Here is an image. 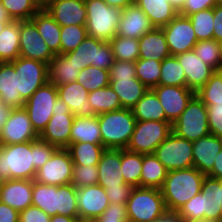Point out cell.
Returning <instances> with one entry per match:
<instances>
[{
  "mask_svg": "<svg viewBox=\"0 0 222 222\" xmlns=\"http://www.w3.org/2000/svg\"><path fill=\"white\" fill-rule=\"evenodd\" d=\"M221 179L205 176L201 192L186 202L176 213L185 222L222 221Z\"/></svg>",
  "mask_w": 222,
  "mask_h": 222,
  "instance_id": "obj_1",
  "label": "cell"
},
{
  "mask_svg": "<svg viewBox=\"0 0 222 222\" xmlns=\"http://www.w3.org/2000/svg\"><path fill=\"white\" fill-rule=\"evenodd\" d=\"M205 176L195 167L168 171L160 189L167 212H177L192 197L200 193Z\"/></svg>",
  "mask_w": 222,
  "mask_h": 222,
  "instance_id": "obj_2",
  "label": "cell"
},
{
  "mask_svg": "<svg viewBox=\"0 0 222 222\" xmlns=\"http://www.w3.org/2000/svg\"><path fill=\"white\" fill-rule=\"evenodd\" d=\"M34 141L0 145V182L10 179L34 180Z\"/></svg>",
  "mask_w": 222,
  "mask_h": 222,
  "instance_id": "obj_3",
  "label": "cell"
},
{
  "mask_svg": "<svg viewBox=\"0 0 222 222\" xmlns=\"http://www.w3.org/2000/svg\"><path fill=\"white\" fill-rule=\"evenodd\" d=\"M97 118L102 145L106 149H126L136 123L132 109L121 108L97 115Z\"/></svg>",
  "mask_w": 222,
  "mask_h": 222,
  "instance_id": "obj_4",
  "label": "cell"
},
{
  "mask_svg": "<svg viewBox=\"0 0 222 222\" xmlns=\"http://www.w3.org/2000/svg\"><path fill=\"white\" fill-rule=\"evenodd\" d=\"M126 209L129 222H153L167 212L161 190L148 187H134Z\"/></svg>",
  "mask_w": 222,
  "mask_h": 222,
  "instance_id": "obj_5",
  "label": "cell"
},
{
  "mask_svg": "<svg viewBox=\"0 0 222 222\" xmlns=\"http://www.w3.org/2000/svg\"><path fill=\"white\" fill-rule=\"evenodd\" d=\"M87 35L104 41L112 40L118 30L122 9L111 7L103 0H85Z\"/></svg>",
  "mask_w": 222,
  "mask_h": 222,
  "instance_id": "obj_6",
  "label": "cell"
},
{
  "mask_svg": "<svg viewBox=\"0 0 222 222\" xmlns=\"http://www.w3.org/2000/svg\"><path fill=\"white\" fill-rule=\"evenodd\" d=\"M172 132L192 142L210 134L207 107L196 94L172 123Z\"/></svg>",
  "mask_w": 222,
  "mask_h": 222,
  "instance_id": "obj_7",
  "label": "cell"
},
{
  "mask_svg": "<svg viewBox=\"0 0 222 222\" xmlns=\"http://www.w3.org/2000/svg\"><path fill=\"white\" fill-rule=\"evenodd\" d=\"M67 59L80 67V71L88 66L110 70L115 59L108 41L88 36L75 50L63 54Z\"/></svg>",
  "mask_w": 222,
  "mask_h": 222,
  "instance_id": "obj_8",
  "label": "cell"
},
{
  "mask_svg": "<svg viewBox=\"0 0 222 222\" xmlns=\"http://www.w3.org/2000/svg\"><path fill=\"white\" fill-rule=\"evenodd\" d=\"M171 132L172 123L170 121L136 120L134 132L126 150L141 154H153L158 145Z\"/></svg>",
  "mask_w": 222,
  "mask_h": 222,
  "instance_id": "obj_9",
  "label": "cell"
},
{
  "mask_svg": "<svg viewBox=\"0 0 222 222\" xmlns=\"http://www.w3.org/2000/svg\"><path fill=\"white\" fill-rule=\"evenodd\" d=\"M167 171L193 167L192 141L171 132L153 153Z\"/></svg>",
  "mask_w": 222,
  "mask_h": 222,
  "instance_id": "obj_10",
  "label": "cell"
},
{
  "mask_svg": "<svg viewBox=\"0 0 222 222\" xmlns=\"http://www.w3.org/2000/svg\"><path fill=\"white\" fill-rule=\"evenodd\" d=\"M17 75V90L26 102L48 82V64L19 56L12 61Z\"/></svg>",
  "mask_w": 222,
  "mask_h": 222,
  "instance_id": "obj_11",
  "label": "cell"
},
{
  "mask_svg": "<svg viewBox=\"0 0 222 222\" xmlns=\"http://www.w3.org/2000/svg\"><path fill=\"white\" fill-rule=\"evenodd\" d=\"M58 98L57 87L47 82L25 102L24 109L29 115L34 130L40 134L53 115V106Z\"/></svg>",
  "mask_w": 222,
  "mask_h": 222,
  "instance_id": "obj_12",
  "label": "cell"
},
{
  "mask_svg": "<svg viewBox=\"0 0 222 222\" xmlns=\"http://www.w3.org/2000/svg\"><path fill=\"white\" fill-rule=\"evenodd\" d=\"M74 119L69 107L58 97L53 106V115L39 134V139L57 148H67Z\"/></svg>",
  "mask_w": 222,
  "mask_h": 222,
  "instance_id": "obj_13",
  "label": "cell"
},
{
  "mask_svg": "<svg viewBox=\"0 0 222 222\" xmlns=\"http://www.w3.org/2000/svg\"><path fill=\"white\" fill-rule=\"evenodd\" d=\"M73 161L66 148H57L45 165L37 170L34 181L45 185L70 184Z\"/></svg>",
  "mask_w": 222,
  "mask_h": 222,
  "instance_id": "obj_14",
  "label": "cell"
},
{
  "mask_svg": "<svg viewBox=\"0 0 222 222\" xmlns=\"http://www.w3.org/2000/svg\"><path fill=\"white\" fill-rule=\"evenodd\" d=\"M38 138L39 134L34 130L24 107L12 109L6 123L0 128V145L25 143Z\"/></svg>",
  "mask_w": 222,
  "mask_h": 222,
  "instance_id": "obj_15",
  "label": "cell"
},
{
  "mask_svg": "<svg viewBox=\"0 0 222 222\" xmlns=\"http://www.w3.org/2000/svg\"><path fill=\"white\" fill-rule=\"evenodd\" d=\"M170 55L176 56L193 50L198 42L194 28L187 16L178 14L162 27Z\"/></svg>",
  "mask_w": 222,
  "mask_h": 222,
  "instance_id": "obj_16",
  "label": "cell"
},
{
  "mask_svg": "<svg viewBox=\"0 0 222 222\" xmlns=\"http://www.w3.org/2000/svg\"><path fill=\"white\" fill-rule=\"evenodd\" d=\"M20 54L19 56L48 64L54 54L38 33L31 20L19 21Z\"/></svg>",
  "mask_w": 222,
  "mask_h": 222,
  "instance_id": "obj_17",
  "label": "cell"
},
{
  "mask_svg": "<svg viewBox=\"0 0 222 222\" xmlns=\"http://www.w3.org/2000/svg\"><path fill=\"white\" fill-rule=\"evenodd\" d=\"M159 98L166 118L173 123L186 109L195 92L186 86L157 85L152 89Z\"/></svg>",
  "mask_w": 222,
  "mask_h": 222,
  "instance_id": "obj_18",
  "label": "cell"
},
{
  "mask_svg": "<svg viewBox=\"0 0 222 222\" xmlns=\"http://www.w3.org/2000/svg\"><path fill=\"white\" fill-rule=\"evenodd\" d=\"M79 219L92 220L100 217L109 206L105 189L96 184L77 188Z\"/></svg>",
  "mask_w": 222,
  "mask_h": 222,
  "instance_id": "obj_19",
  "label": "cell"
},
{
  "mask_svg": "<svg viewBox=\"0 0 222 222\" xmlns=\"http://www.w3.org/2000/svg\"><path fill=\"white\" fill-rule=\"evenodd\" d=\"M45 10L61 26H85L87 9L85 0H54Z\"/></svg>",
  "mask_w": 222,
  "mask_h": 222,
  "instance_id": "obj_20",
  "label": "cell"
},
{
  "mask_svg": "<svg viewBox=\"0 0 222 222\" xmlns=\"http://www.w3.org/2000/svg\"><path fill=\"white\" fill-rule=\"evenodd\" d=\"M34 180L10 179L0 182V202L17 211L32 206Z\"/></svg>",
  "mask_w": 222,
  "mask_h": 222,
  "instance_id": "obj_21",
  "label": "cell"
},
{
  "mask_svg": "<svg viewBox=\"0 0 222 222\" xmlns=\"http://www.w3.org/2000/svg\"><path fill=\"white\" fill-rule=\"evenodd\" d=\"M183 67L186 76V87L195 93L203 87L215 73V70L205 64L194 52V50L176 55Z\"/></svg>",
  "mask_w": 222,
  "mask_h": 222,
  "instance_id": "obj_22",
  "label": "cell"
},
{
  "mask_svg": "<svg viewBox=\"0 0 222 222\" xmlns=\"http://www.w3.org/2000/svg\"><path fill=\"white\" fill-rule=\"evenodd\" d=\"M222 149V138L211 133L192 142L193 167L208 175Z\"/></svg>",
  "mask_w": 222,
  "mask_h": 222,
  "instance_id": "obj_23",
  "label": "cell"
},
{
  "mask_svg": "<svg viewBox=\"0 0 222 222\" xmlns=\"http://www.w3.org/2000/svg\"><path fill=\"white\" fill-rule=\"evenodd\" d=\"M154 28L148 16L134 3L122 10L116 35L139 39Z\"/></svg>",
  "mask_w": 222,
  "mask_h": 222,
  "instance_id": "obj_24",
  "label": "cell"
},
{
  "mask_svg": "<svg viewBox=\"0 0 222 222\" xmlns=\"http://www.w3.org/2000/svg\"><path fill=\"white\" fill-rule=\"evenodd\" d=\"M58 97L69 107L77 117H92L93 112L88 101V91L77 81L57 86Z\"/></svg>",
  "mask_w": 222,
  "mask_h": 222,
  "instance_id": "obj_25",
  "label": "cell"
},
{
  "mask_svg": "<svg viewBox=\"0 0 222 222\" xmlns=\"http://www.w3.org/2000/svg\"><path fill=\"white\" fill-rule=\"evenodd\" d=\"M98 166V185L103 188L121 187L125 184L121 172V149H105Z\"/></svg>",
  "mask_w": 222,
  "mask_h": 222,
  "instance_id": "obj_26",
  "label": "cell"
},
{
  "mask_svg": "<svg viewBox=\"0 0 222 222\" xmlns=\"http://www.w3.org/2000/svg\"><path fill=\"white\" fill-rule=\"evenodd\" d=\"M0 102L12 109L23 108L25 104L17 90V75L12 62H0Z\"/></svg>",
  "mask_w": 222,
  "mask_h": 222,
  "instance_id": "obj_27",
  "label": "cell"
},
{
  "mask_svg": "<svg viewBox=\"0 0 222 222\" xmlns=\"http://www.w3.org/2000/svg\"><path fill=\"white\" fill-rule=\"evenodd\" d=\"M110 87L118 95L122 108L132 109L148 88L137 77L110 78Z\"/></svg>",
  "mask_w": 222,
  "mask_h": 222,
  "instance_id": "obj_28",
  "label": "cell"
},
{
  "mask_svg": "<svg viewBox=\"0 0 222 222\" xmlns=\"http://www.w3.org/2000/svg\"><path fill=\"white\" fill-rule=\"evenodd\" d=\"M139 42V59H153L162 61L170 56L166 38L162 28H154L152 31L147 32Z\"/></svg>",
  "mask_w": 222,
  "mask_h": 222,
  "instance_id": "obj_29",
  "label": "cell"
},
{
  "mask_svg": "<svg viewBox=\"0 0 222 222\" xmlns=\"http://www.w3.org/2000/svg\"><path fill=\"white\" fill-rule=\"evenodd\" d=\"M135 4L148 16L155 28L166 26L179 14L169 0H135Z\"/></svg>",
  "mask_w": 222,
  "mask_h": 222,
  "instance_id": "obj_30",
  "label": "cell"
},
{
  "mask_svg": "<svg viewBox=\"0 0 222 222\" xmlns=\"http://www.w3.org/2000/svg\"><path fill=\"white\" fill-rule=\"evenodd\" d=\"M38 33L44 39L51 52L60 54L61 26L50 16L45 9H40L31 19Z\"/></svg>",
  "mask_w": 222,
  "mask_h": 222,
  "instance_id": "obj_31",
  "label": "cell"
},
{
  "mask_svg": "<svg viewBox=\"0 0 222 222\" xmlns=\"http://www.w3.org/2000/svg\"><path fill=\"white\" fill-rule=\"evenodd\" d=\"M78 142L102 144L97 115L85 118L75 116L70 132L69 145Z\"/></svg>",
  "mask_w": 222,
  "mask_h": 222,
  "instance_id": "obj_32",
  "label": "cell"
},
{
  "mask_svg": "<svg viewBox=\"0 0 222 222\" xmlns=\"http://www.w3.org/2000/svg\"><path fill=\"white\" fill-rule=\"evenodd\" d=\"M80 74V67L72 59H67L63 54H55L48 63V81L56 87L76 81Z\"/></svg>",
  "mask_w": 222,
  "mask_h": 222,
  "instance_id": "obj_33",
  "label": "cell"
},
{
  "mask_svg": "<svg viewBox=\"0 0 222 222\" xmlns=\"http://www.w3.org/2000/svg\"><path fill=\"white\" fill-rule=\"evenodd\" d=\"M134 117L138 121H169L165 116L159 98L152 89H148L143 97L132 108Z\"/></svg>",
  "mask_w": 222,
  "mask_h": 222,
  "instance_id": "obj_34",
  "label": "cell"
},
{
  "mask_svg": "<svg viewBox=\"0 0 222 222\" xmlns=\"http://www.w3.org/2000/svg\"><path fill=\"white\" fill-rule=\"evenodd\" d=\"M19 54V21H10L0 33V62H12Z\"/></svg>",
  "mask_w": 222,
  "mask_h": 222,
  "instance_id": "obj_35",
  "label": "cell"
},
{
  "mask_svg": "<svg viewBox=\"0 0 222 222\" xmlns=\"http://www.w3.org/2000/svg\"><path fill=\"white\" fill-rule=\"evenodd\" d=\"M59 186L45 185L34 181L32 205L43 210L50 217L57 214Z\"/></svg>",
  "mask_w": 222,
  "mask_h": 222,
  "instance_id": "obj_36",
  "label": "cell"
},
{
  "mask_svg": "<svg viewBox=\"0 0 222 222\" xmlns=\"http://www.w3.org/2000/svg\"><path fill=\"white\" fill-rule=\"evenodd\" d=\"M167 172L154 154H143L141 187L161 189Z\"/></svg>",
  "mask_w": 222,
  "mask_h": 222,
  "instance_id": "obj_37",
  "label": "cell"
},
{
  "mask_svg": "<svg viewBox=\"0 0 222 222\" xmlns=\"http://www.w3.org/2000/svg\"><path fill=\"white\" fill-rule=\"evenodd\" d=\"M66 149L73 164L87 166L97 165L106 148L102 144L78 142L71 143Z\"/></svg>",
  "mask_w": 222,
  "mask_h": 222,
  "instance_id": "obj_38",
  "label": "cell"
},
{
  "mask_svg": "<svg viewBox=\"0 0 222 222\" xmlns=\"http://www.w3.org/2000/svg\"><path fill=\"white\" fill-rule=\"evenodd\" d=\"M88 101L96 115L122 108L120 99L109 86L88 93Z\"/></svg>",
  "mask_w": 222,
  "mask_h": 222,
  "instance_id": "obj_39",
  "label": "cell"
},
{
  "mask_svg": "<svg viewBox=\"0 0 222 222\" xmlns=\"http://www.w3.org/2000/svg\"><path fill=\"white\" fill-rule=\"evenodd\" d=\"M143 154L121 149V172L126 184L141 187Z\"/></svg>",
  "mask_w": 222,
  "mask_h": 222,
  "instance_id": "obj_40",
  "label": "cell"
},
{
  "mask_svg": "<svg viewBox=\"0 0 222 222\" xmlns=\"http://www.w3.org/2000/svg\"><path fill=\"white\" fill-rule=\"evenodd\" d=\"M195 54L215 71H222V43L215 39L200 40L194 48Z\"/></svg>",
  "mask_w": 222,
  "mask_h": 222,
  "instance_id": "obj_41",
  "label": "cell"
},
{
  "mask_svg": "<svg viewBox=\"0 0 222 222\" xmlns=\"http://www.w3.org/2000/svg\"><path fill=\"white\" fill-rule=\"evenodd\" d=\"M158 85L186 86V76L176 56L170 55L162 60Z\"/></svg>",
  "mask_w": 222,
  "mask_h": 222,
  "instance_id": "obj_42",
  "label": "cell"
},
{
  "mask_svg": "<svg viewBox=\"0 0 222 222\" xmlns=\"http://www.w3.org/2000/svg\"><path fill=\"white\" fill-rule=\"evenodd\" d=\"M109 43L115 60L136 62L139 59L138 39L116 35Z\"/></svg>",
  "mask_w": 222,
  "mask_h": 222,
  "instance_id": "obj_43",
  "label": "cell"
},
{
  "mask_svg": "<svg viewBox=\"0 0 222 222\" xmlns=\"http://www.w3.org/2000/svg\"><path fill=\"white\" fill-rule=\"evenodd\" d=\"M76 81L88 92H92L109 86V70L97 68L95 66H88L80 71Z\"/></svg>",
  "mask_w": 222,
  "mask_h": 222,
  "instance_id": "obj_44",
  "label": "cell"
},
{
  "mask_svg": "<svg viewBox=\"0 0 222 222\" xmlns=\"http://www.w3.org/2000/svg\"><path fill=\"white\" fill-rule=\"evenodd\" d=\"M12 21L30 20L40 8L34 0H0Z\"/></svg>",
  "mask_w": 222,
  "mask_h": 222,
  "instance_id": "obj_45",
  "label": "cell"
},
{
  "mask_svg": "<svg viewBox=\"0 0 222 222\" xmlns=\"http://www.w3.org/2000/svg\"><path fill=\"white\" fill-rule=\"evenodd\" d=\"M162 61L138 59L135 62L136 77L148 88L153 89L159 83Z\"/></svg>",
  "mask_w": 222,
  "mask_h": 222,
  "instance_id": "obj_46",
  "label": "cell"
},
{
  "mask_svg": "<svg viewBox=\"0 0 222 222\" xmlns=\"http://www.w3.org/2000/svg\"><path fill=\"white\" fill-rule=\"evenodd\" d=\"M195 94L206 106L222 105V71H215Z\"/></svg>",
  "mask_w": 222,
  "mask_h": 222,
  "instance_id": "obj_47",
  "label": "cell"
},
{
  "mask_svg": "<svg viewBox=\"0 0 222 222\" xmlns=\"http://www.w3.org/2000/svg\"><path fill=\"white\" fill-rule=\"evenodd\" d=\"M188 18L194 28L197 41L213 39V8L199 11L189 15Z\"/></svg>",
  "mask_w": 222,
  "mask_h": 222,
  "instance_id": "obj_48",
  "label": "cell"
},
{
  "mask_svg": "<svg viewBox=\"0 0 222 222\" xmlns=\"http://www.w3.org/2000/svg\"><path fill=\"white\" fill-rule=\"evenodd\" d=\"M87 37L85 26L67 25L61 27L60 54H66L76 47Z\"/></svg>",
  "mask_w": 222,
  "mask_h": 222,
  "instance_id": "obj_49",
  "label": "cell"
},
{
  "mask_svg": "<svg viewBox=\"0 0 222 222\" xmlns=\"http://www.w3.org/2000/svg\"><path fill=\"white\" fill-rule=\"evenodd\" d=\"M76 200L77 189L71 183L60 185L57 214L68 217H79Z\"/></svg>",
  "mask_w": 222,
  "mask_h": 222,
  "instance_id": "obj_50",
  "label": "cell"
},
{
  "mask_svg": "<svg viewBox=\"0 0 222 222\" xmlns=\"http://www.w3.org/2000/svg\"><path fill=\"white\" fill-rule=\"evenodd\" d=\"M98 166L97 165H76L73 164V174L71 184L77 189L96 185L98 183Z\"/></svg>",
  "mask_w": 222,
  "mask_h": 222,
  "instance_id": "obj_51",
  "label": "cell"
},
{
  "mask_svg": "<svg viewBox=\"0 0 222 222\" xmlns=\"http://www.w3.org/2000/svg\"><path fill=\"white\" fill-rule=\"evenodd\" d=\"M93 222H129L125 204L110 203L100 217Z\"/></svg>",
  "mask_w": 222,
  "mask_h": 222,
  "instance_id": "obj_52",
  "label": "cell"
},
{
  "mask_svg": "<svg viewBox=\"0 0 222 222\" xmlns=\"http://www.w3.org/2000/svg\"><path fill=\"white\" fill-rule=\"evenodd\" d=\"M56 149L55 145L39 138L34 141V167L36 171L47 163Z\"/></svg>",
  "mask_w": 222,
  "mask_h": 222,
  "instance_id": "obj_53",
  "label": "cell"
},
{
  "mask_svg": "<svg viewBox=\"0 0 222 222\" xmlns=\"http://www.w3.org/2000/svg\"><path fill=\"white\" fill-rule=\"evenodd\" d=\"M206 107L210 133L222 138V105H209Z\"/></svg>",
  "mask_w": 222,
  "mask_h": 222,
  "instance_id": "obj_54",
  "label": "cell"
},
{
  "mask_svg": "<svg viewBox=\"0 0 222 222\" xmlns=\"http://www.w3.org/2000/svg\"><path fill=\"white\" fill-rule=\"evenodd\" d=\"M136 77L135 62L115 60L109 70V78Z\"/></svg>",
  "mask_w": 222,
  "mask_h": 222,
  "instance_id": "obj_55",
  "label": "cell"
},
{
  "mask_svg": "<svg viewBox=\"0 0 222 222\" xmlns=\"http://www.w3.org/2000/svg\"><path fill=\"white\" fill-rule=\"evenodd\" d=\"M104 189L109 203H119L126 205L133 187L125 183L121 185V187H109Z\"/></svg>",
  "mask_w": 222,
  "mask_h": 222,
  "instance_id": "obj_56",
  "label": "cell"
},
{
  "mask_svg": "<svg viewBox=\"0 0 222 222\" xmlns=\"http://www.w3.org/2000/svg\"><path fill=\"white\" fill-rule=\"evenodd\" d=\"M217 4V0H186L185 5L179 11V14L188 17L199 11L213 8Z\"/></svg>",
  "mask_w": 222,
  "mask_h": 222,
  "instance_id": "obj_57",
  "label": "cell"
},
{
  "mask_svg": "<svg viewBox=\"0 0 222 222\" xmlns=\"http://www.w3.org/2000/svg\"><path fill=\"white\" fill-rule=\"evenodd\" d=\"M50 216L36 206H29L19 213V222H50Z\"/></svg>",
  "mask_w": 222,
  "mask_h": 222,
  "instance_id": "obj_58",
  "label": "cell"
},
{
  "mask_svg": "<svg viewBox=\"0 0 222 222\" xmlns=\"http://www.w3.org/2000/svg\"><path fill=\"white\" fill-rule=\"evenodd\" d=\"M213 39L222 43V4L213 7Z\"/></svg>",
  "mask_w": 222,
  "mask_h": 222,
  "instance_id": "obj_59",
  "label": "cell"
},
{
  "mask_svg": "<svg viewBox=\"0 0 222 222\" xmlns=\"http://www.w3.org/2000/svg\"><path fill=\"white\" fill-rule=\"evenodd\" d=\"M19 211L0 202V222H19Z\"/></svg>",
  "mask_w": 222,
  "mask_h": 222,
  "instance_id": "obj_60",
  "label": "cell"
},
{
  "mask_svg": "<svg viewBox=\"0 0 222 222\" xmlns=\"http://www.w3.org/2000/svg\"><path fill=\"white\" fill-rule=\"evenodd\" d=\"M207 176L215 179H222V149L217 154L213 169Z\"/></svg>",
  "mask_w": 222,
  "mask_h": 222,
  "instance_id": "obj_61",
  "label": "cell"
},
{
  "mask_svg": "<svg viewBox=\"0 0 222 222\" xmlns=\"http://www.w3.org/2000/svg\"><path fill=\"white\" fill-rule=\"evenodd\" d=\"M107 5L119 9H125L127 6L133 5L135 0H103Z\"/></svg>",
  "mask_w": 222,
  "mask_h": 222,
  "instance_id": "obj_62",
  "label": "cell"
},
{
  "mask_svg": "<svg viewBox=\"0 0 222 222\" xmlns=\"http://www.w3.org/2000/svg\"><path fill=\"white\" fill-rule=\"evenodd\" d=\"M153 222H185L176 212H166L161 218Z\"/></svg>",
  "mask_w": 222,
  "mask_h": 222,
  "instance_id": "obj_63",
  "label": "cell"
},
{
  "mask_svg": "<svg viewBox=\"0 0 222 222\" xmlns=\"http://www.w3.org/2000/svg\"><path fill=\"white\" fill-rule=\"evenodd\" d=\"M12 108L0 102V128L6 123Z\"/></svg>",
  "mask_w": 222,
  "mask_h": 222,
  "instance_id": "obj_64",
  "label": "cell"
},
{
  "mask_svg": "<svg viewBox=\"0 0 222 222\" xmlns=\"http://www.w3.org/2000/svg\"><path fill=\"white\" fill-rule=\"evenodd\" d=\"M79 217H68L60 214H56L50 218V222H77Z\"/></svg>",
  "mask_w": 222,
  "mask_h": 222,
  "instance_id": "obj_65",
  "label": "cell"
},
{
  "mask_svg": "<svg viewBox=\"0 0 222 222\" xmlns=\"http://www.w3.org/2000/svg\"><path fill=\"white\" fill-rule=\"evenodd\" d=\"M12 21L6 12V9L2 6L0 2V22H10Z\"/></svg>",
  "mask_w": 222,
  "mask_h": 222,
  "instance_id": "obj_66",
  "label": "cell"
},
{
  "mask_svg": "<svg viewBox=\"0 0 222 222\" xmlns=\"http://www.w3.org/2000/svg\"><path fill=\"white\" fill-rule=\"evenodd\" d=\"M169 2L180 11L186 3V0H169Z\"/></svg>",
  "mask_w": 222,
  "mask_h": 222,
  "instance_id": "obj_67",
  "label": "cell"
},
{
  "mask_svg": "<svg viewBox=\"0 0 222 222\" xmlns=\"http://www.w3.org/2000/svg\"><path fill=\"white\" fill-rule=\"evenodd\" d=\"M40 9H45L54 0H34Z\"/></svg>",
  "mask_w": 222,
  "mask_h": 222,
  "instance_id": "obj_68",
  "label": "cell"
},
{
  "mask_svg": "<svg viewBox=\"0 0 222 222\" xmlns=\"http://www.w3.org/2000/svg\"><path fill=\"white\" fill-rule=\"evenodd\" d=\"M9 22H0V33Z\"/></svg>",
  "mask_w": 222,
  "mask_h": 222,
  "instance_id": "obj_69",
  "label": "cell"
},
{
  "mask_svg": "<svg viewBox=\"0 0 222 222\" xmlns=\"http://www.w3.org/2000/svg\"><path fill=\"white\" fill-rule=\"evenodd\" d=\"M77 222H93L92 220H83V219H78Z\"/></svg>",
  "mask_w": 222,
  "mask_h": 222,
  "instance_id": "obj_70",
  "label": "cell"
},
{
  "mask_svg": "<svg viewBox=\"0 0 222 222\" xmlns=\"http://www.w3.org/2000/svg\"><path fill=\"white\" fill-rule=\"evenodd\" d=\"M218 4H222V0H217Z\"/></svg>",
  "mask_w": 222,
  "mask_h": 222,
  "instance_id": "obj_71",
  "label": "cell"
}]
</instances>
